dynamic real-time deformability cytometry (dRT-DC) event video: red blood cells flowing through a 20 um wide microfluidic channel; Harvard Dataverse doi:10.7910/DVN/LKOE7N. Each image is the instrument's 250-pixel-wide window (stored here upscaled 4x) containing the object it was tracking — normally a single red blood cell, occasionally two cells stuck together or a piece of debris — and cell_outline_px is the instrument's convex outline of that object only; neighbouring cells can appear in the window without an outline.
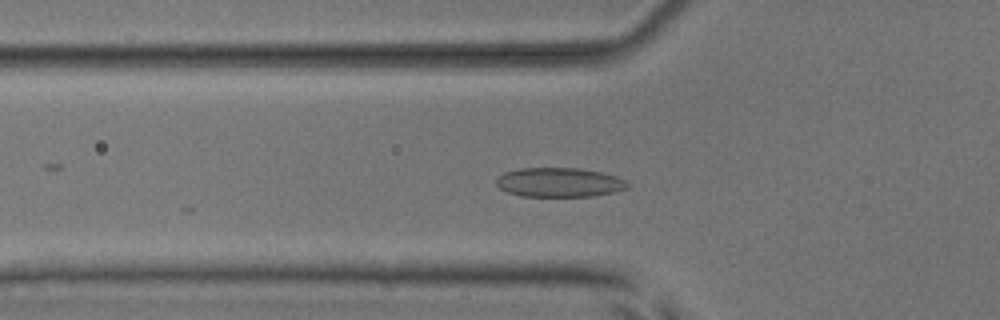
{"species": "common noctule bat (a hibernating species)", "species_latin": "Nyctalus noctula", "temperature_condition": "room temperature", "stored_images_in_passage": 24, "camera_frame_rate_fps": 3000, "um_per_image_px": 0.085, "animal": {"sex": "male", "body_mass_g": 17.9, "forearm_length_mm": 54.2}, "frame": {"image": 1, "passage_image": 19, "time_ms": 6.0, "image_size_px": [1000, 320], "cell_outline_px": [[628, 188], [612, 192], [592, 196], [520, 196], [508, 192], [500, 188], [496, 184], [496, 180], [504, 172], [520, 168], [580, 168], [600, 172], [616, 176], [624, 180], [628, 184]], "centroid_in_image_um": [47.52, 15.5], "position_along_channel_um": 78.3, "area_um2": 22.25}}
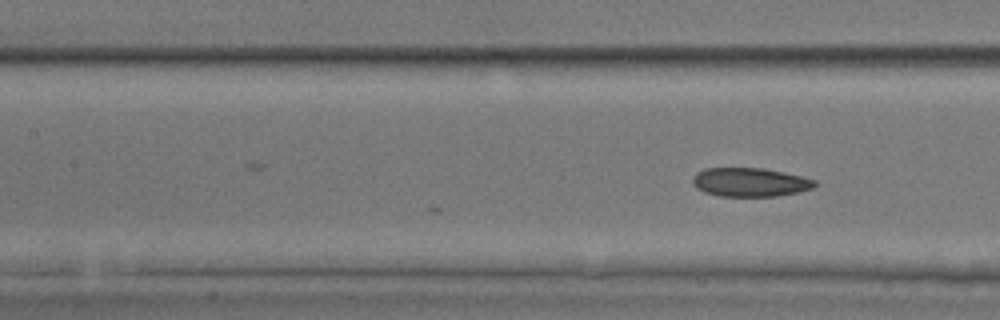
{"frame": {"image": 2, "passage_image": 24, "time_ms": 7.667, "image_size_px": [1000, 320], "cell_outline_px": [[816, 184], [812, 188], [800, 192], [776, 196], [720, 196], [704, 192], [696, 188], [692, 184], [692, 176], [696, 172], [704, 168], [764, 168], [784, 172], [816, 180]], "centroid_in_image_um": [63.71, 15.48], "position_along_channel_um": 143.7, "area_um2": 20.63}}